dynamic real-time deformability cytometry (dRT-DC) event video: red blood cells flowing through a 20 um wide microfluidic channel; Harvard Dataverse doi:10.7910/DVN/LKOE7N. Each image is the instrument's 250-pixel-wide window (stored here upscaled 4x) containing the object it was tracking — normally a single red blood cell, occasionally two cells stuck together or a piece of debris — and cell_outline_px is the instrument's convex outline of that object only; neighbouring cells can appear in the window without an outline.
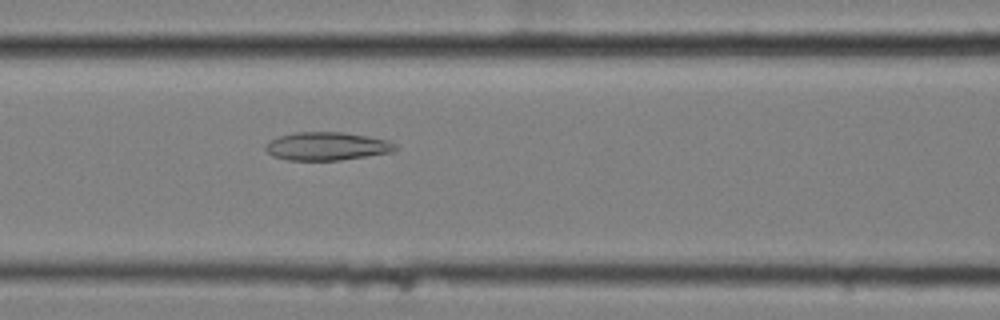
{"species": "common noctule bat (a hibernating species)", "species_latin": "Nyctalus noctula", "temperature_condition": "cold", "stored_images_in_passage": 8, "camera_frame_rate_fps": 3000, "um_per_image_px": 0.085, "animal": {"sex": "female", "body_mass_g": 25.1}, "frame": {"image": 1, "passage_image": 8, "time_ms": 2.333, "image_size_px": [1000, 320], "cell_outline_px": [[396, 152], [340, 160], [288, 160], [272, 156], [264, 148], [264, 144], [268, 140], [280, 136], [296, 132], [344, 132], [368, 136], [388, 140], [396, 144]], "centroid_in_image_um": [27.79, 12.43], "position_along_channel_um": 138.8, "area_um2": 21.56}}